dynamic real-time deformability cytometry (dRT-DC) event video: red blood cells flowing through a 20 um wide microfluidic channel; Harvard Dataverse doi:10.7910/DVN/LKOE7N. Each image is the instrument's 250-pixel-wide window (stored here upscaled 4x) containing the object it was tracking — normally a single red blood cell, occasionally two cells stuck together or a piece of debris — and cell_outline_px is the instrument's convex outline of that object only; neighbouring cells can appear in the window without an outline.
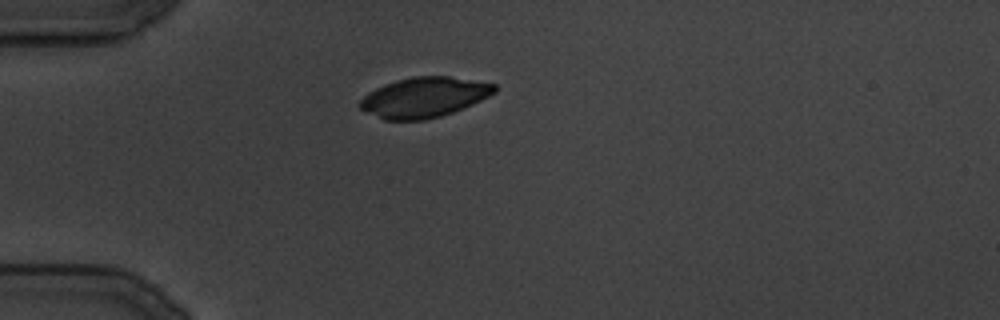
{"species": "common noctule bat (a hibernating species)", "species_latin": "Nyctalus noctula", "temperature_condition": "cold", "stored_images_in_passage": 76, "camera_frame_rate_fps": 3000, "um_per_image_px": 0.085, "animal": {"sex": "male", "body_mass_g": 19.5, "forearm_length_mm": 54.6}, "frame": {"image": 1, "passage_image": 1, "time_ms": 0.0, "image_size_px": [1000, 320], "cell_outline_px": [[496, 92], [472, 104], [452, 112], [440, 116], [424, 120], [384, 120], [364, 112], [360, 108], [360, 100], [368, 92], [376, 88], [396, 80], [412, 76], [448, 76], [496, 84]], "centroid_in_image_um": [36.02, 8.27], "position_along_channel_um": 49.0, "area_um2": 31.33}}
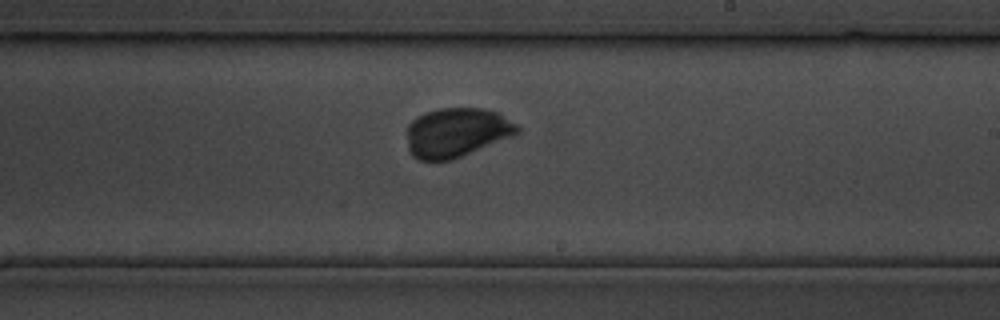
{"frame": {"image": 2, "passage_image": 42, "time_ms": 13.667, "image_size_px": [1000, 320], "cell_outline_px": [[520, 132], [516, 136], [452, 160], [420, 160], [412, 156], [408, 152], [408, 124], [416, 116], [440, 108], [480, 108], [496, 112], [516, 124], [520, 128]], "centroid_in_image_um": [38.83, 11.28], "position_along_channel_um": 250.2, "area_um2": 31.91}}
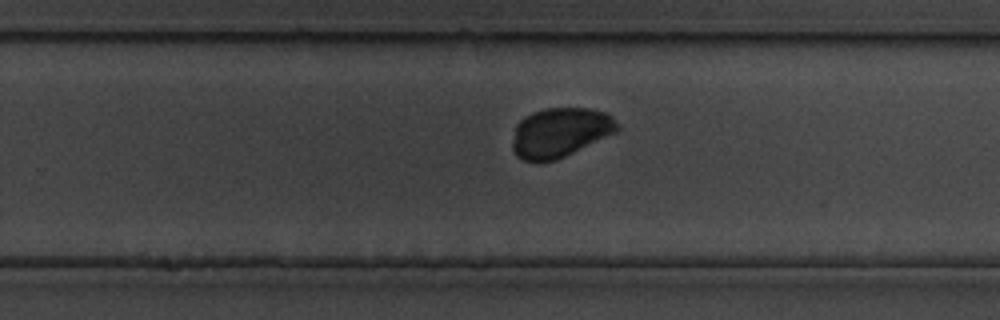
{"frame": {"image": 3, "passage_image": 48, "time_ms": 15.667, "image_size_px": [1000, 320], "cell_outline_px": [[620, 128], [616, 132], [556, 160], [524, 160], [516, 156], [512, 148], [512, 140], [516, 124], [524, 116], [532, 112], [544, 108], [592, 108], [604, 112], [612, 116], [620, 124]], "centroid_in_image_um": [47.61, 11.23], "position_along_channel_um": 282.2, "area_um2": 30.17}}